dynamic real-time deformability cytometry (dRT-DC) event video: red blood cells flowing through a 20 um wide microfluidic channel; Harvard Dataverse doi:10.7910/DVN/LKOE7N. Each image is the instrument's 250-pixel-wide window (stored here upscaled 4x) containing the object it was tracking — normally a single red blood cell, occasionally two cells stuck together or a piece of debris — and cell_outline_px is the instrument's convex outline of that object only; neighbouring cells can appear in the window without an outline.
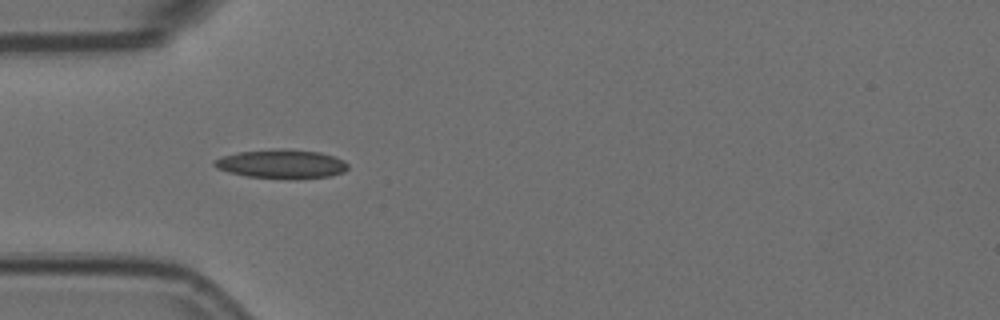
{"species": "Egyptian fruit bat (a non-hibernating species)", "species_latin": "Rousettus aegyptiacus", "temperature_condition": "room temperature", "stored_images_in_passage": 5, "camera_frame_rate_fps": 3000, "um_per_image_px": 0.085, "animal": {"sex": "female"}, "frame": {"image": 1, "passage_image": 4, "time_ms": 1.0, "image_size_px": [1000, 320], "cell_outline_px": [[348, 168], [344, 172], [332, 176], [296, 180], [288, 180], [248, 176], [228, 172], [216, 168], [212, 164], [212, 160], [224, 156], [240, 152], [284, 148], [288, 148], [320, 152], [344, 160], [348, 164]], "centroid_in_image_um": [23.96, 13.96], "position_along_channel_um": 61.0, "area_um2": 22.95}}
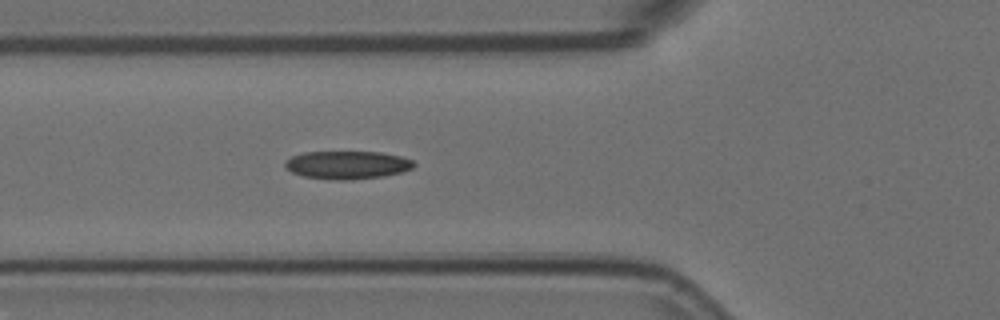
{"frame": {"image": 2, "passage_image": 5, "time_ms": 1.333, "image_size_px": [1000, 320], "cell_outline_px": [[416, 164], [412, 168], [400, 172], [384, 176], [352, 180], [328, 180], [304, 176], [292, 172], [284, 168], [284, 160], [292, 156], [304, 152], [380, 152], [400, 156], [412, 160]], "centroid_in_image_um": [29.48, 14.02], "position_along_channel_um": 96.3, "area_um2": 21.21}}